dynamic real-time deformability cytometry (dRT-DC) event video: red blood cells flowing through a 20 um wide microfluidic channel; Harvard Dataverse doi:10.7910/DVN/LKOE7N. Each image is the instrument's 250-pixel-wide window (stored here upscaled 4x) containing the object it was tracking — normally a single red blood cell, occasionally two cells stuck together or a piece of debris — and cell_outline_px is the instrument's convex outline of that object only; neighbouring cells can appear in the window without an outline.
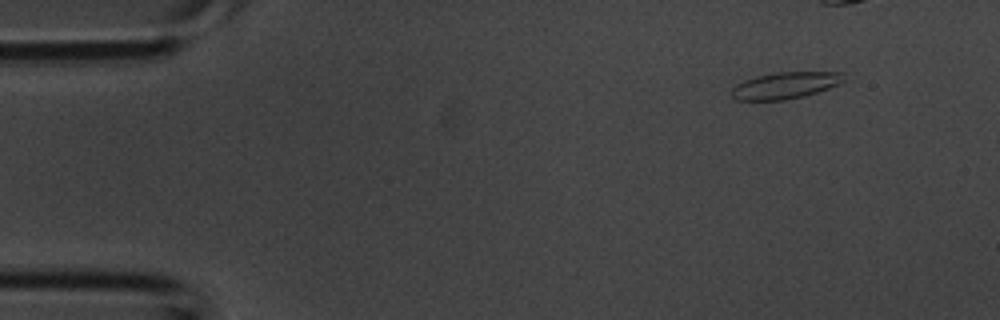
{"species": "common noctule bat (a hibernating species)", "species_latin": "Nyctalus noctula", "temperature_condition": "room temperature", "stored_images_in_passage": 2, "camera_frame_rate_fps": 3000, "um_per_image_px": 0.085, "animal": {"sex": "male", "body_mass_g": 20.1, "forearm_length_mm": 53.5}, "frame": {"image": 1, "passage_image": 2, "time_ms": 0.333, "image_size_px": [1000, 320], "cell_outline_px": [[844, 80], [840, 84], [804, 96], [784, 100], [736, 100], [732, 96], [732, 88], [736, 84], [744, 80], [756, 76], [780, 72], [840, 72]], "centroid_in_image_um": [66.72, 7.26], "position_along_channel_um": 18.3, "area_um2": 17.22}}